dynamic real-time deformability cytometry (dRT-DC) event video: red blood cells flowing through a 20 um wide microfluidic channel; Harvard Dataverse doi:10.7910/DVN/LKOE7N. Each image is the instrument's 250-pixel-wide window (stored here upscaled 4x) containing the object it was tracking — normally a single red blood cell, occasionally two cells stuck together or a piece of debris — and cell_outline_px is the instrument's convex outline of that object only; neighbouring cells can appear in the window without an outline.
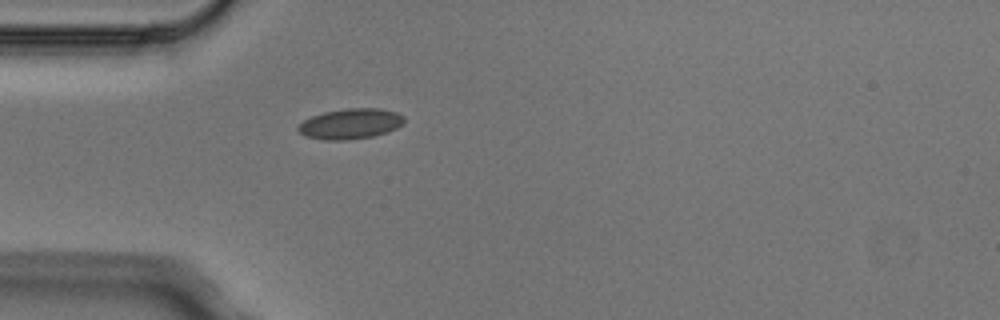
{"species": "Egyptian fruit bat (a non-hibernating species)", "species_latin": "Rousettus aegyptiacus", "temperature_condition": "cold", "stored_images_in_passage": 1, "camera_frame_rate_fps": 3000, "um_per_image_px": 0.085, "animal": {"sex": "male"}, "frame": {"image": 1, "passage_image": 1, "time_ms": 0.0, "image_size_px": [1000, 320], "cell_outline_px": [[404, 124], [388, 132], [372, 136], [348, 140], [324, 140], [304, 136], [296, 128], [304, 120], [312, 116], [324, 112], [348, 108], [380, 108], [396, 112], [404, 116]], "centroid_in_image_um": [29.8, 10.52], "position_along_channel_um": 55.2, "area_um2": 18.84}}